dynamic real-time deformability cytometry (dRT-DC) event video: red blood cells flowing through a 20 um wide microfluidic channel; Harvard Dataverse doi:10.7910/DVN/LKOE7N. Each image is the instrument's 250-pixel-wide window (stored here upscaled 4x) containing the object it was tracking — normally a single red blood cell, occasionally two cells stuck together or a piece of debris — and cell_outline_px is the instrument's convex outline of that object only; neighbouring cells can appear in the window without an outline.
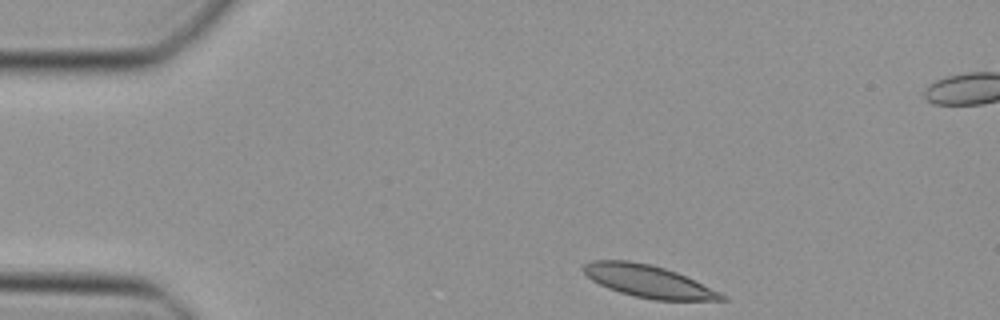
{"species": "Egyptian fruit bat (a non-hibernating species)", "species_latin": "Rousettus aegyptiacus", "temperature_condition": "cold", "stored_images_in_passage": 41, "camera_frame_rate_fps": 3000, "um_per_image_px": 0.085, "animal": {"sex": "female"}, "frame": {"image": 1, "passage_image": 1, "time_ms": 0.0, "image_size_px": [1000, 320], "cell_outline_px": [[728, 300], [656, 300], [636, 296], [620, 292], [608, 288], [592, 280], [580, 268], [584, 264], [592, 260], [628, 260], [652, 264], [676, 272], [720, 292], [728, 296]], "centroid_in_image_um": [55.1, 23.9], "position_along_channel_um": 29.9, "area_um2": 25.84}}
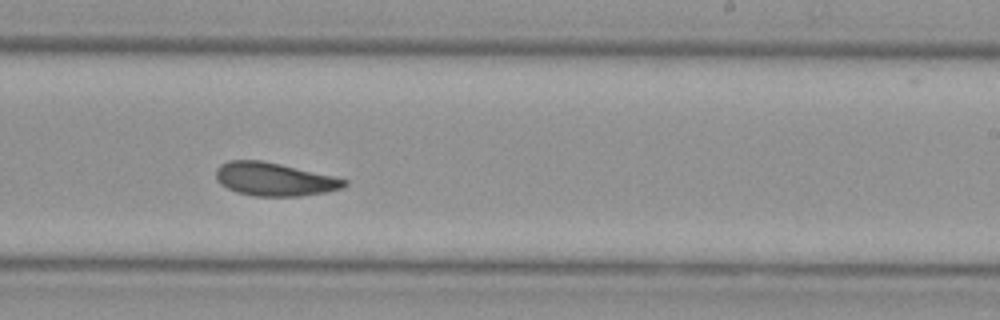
{"frame": {"image": 2, "passage_image": 22, "time_ms": 7.0, "image_size_px": [1000, 320], "cell_outline_px": [[348, 184], [340, 188], [324, 192], [300, 196], [256, 196], [236, 192], [220, 184], [216, 180], [216, 168], [220, 164], [228, 160], [260, 160], [280, 164], [332, 176], [348, 180]], "centroid_in_image_um": [23.26, 15.23], "position_along_channel_um": 265.7, "area_um2": 24.68}}
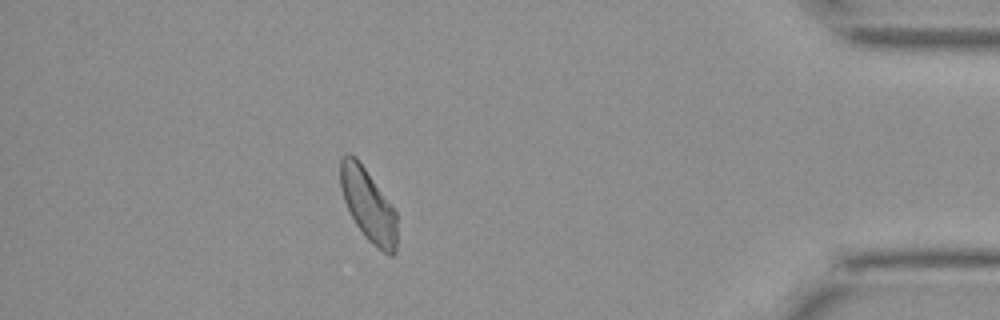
{"frame": {"image": 3, "passage_image": 35, "time_ms": 11.333, "image_size_px": [1000, 320], "cell_outline_px": [[396, 252], [392, 256], [388, 256], [372, 244], [364, 236], [356, 224], [344, 200], [340, 188], [340, 160], [348, 152], [356, 156], [392, 204], [396, 212]], "centroid_in_image_um": [31.3, 17.42], "position_along_channel_um": 403.9, "area_um2": 24.04}}